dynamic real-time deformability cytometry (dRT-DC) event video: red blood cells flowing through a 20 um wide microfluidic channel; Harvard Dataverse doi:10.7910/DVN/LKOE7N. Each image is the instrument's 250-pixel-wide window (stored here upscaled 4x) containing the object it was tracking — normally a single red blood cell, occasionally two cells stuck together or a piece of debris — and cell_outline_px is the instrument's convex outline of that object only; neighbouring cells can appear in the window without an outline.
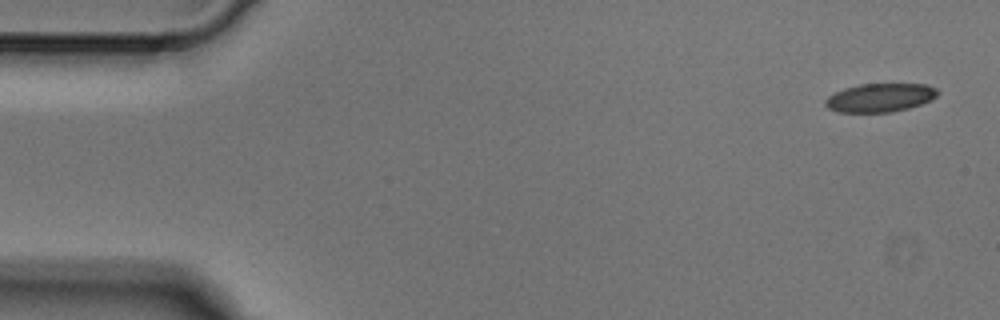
{"species": "Egyptian fruit bat (a non-hibernating species)", "species_latin": "Rousettus aegyptiacus", "temperature_condition": "cold", "stored_images_in_passage": 4, "camera_frame_rate_fps": 3000, "um_per_image_px": 0.085, "animal": {"sex": "male"}, "frame": {"image": 1, "passage_image": 1, "time_ms": 0.0, "image_size_px": [1000, 320], "cell_outline_px": [[940, 92], [932, 100], [908, 108], [892, 112], [840, 112], [828, 108], [824, 104], [824, 100], [828, 96], [844, 88], [860, 84], [928, 84], [936, 88]], "centroid_in_image_um": [74.82, 8.29], "position_along_channel_um": 10.2, "area_um2": 18.73}}
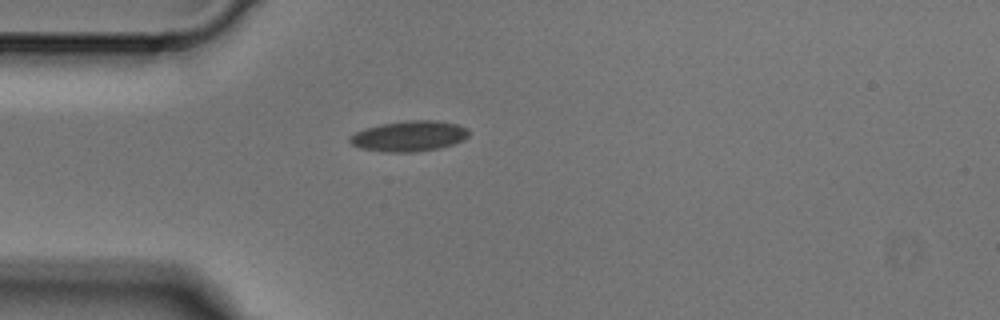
{"frame": {"image": 2, "passage_image": 4, "time_ms": 1.0, "image_size_px": [1000, 320], "cell_outline_px": [[468, 136], [464, 140], [440, 148], [416, 152], [380, 152], [360, 148], [352, 144], [348, 140], [356, 132], [380, 124], [408, 120], [436, 120], [456, 124], [468, 128]], "centroid_in_image_um": [34.8, 11.57], "position_along_channel_um": 50.2, "area_um2": 21.15}}